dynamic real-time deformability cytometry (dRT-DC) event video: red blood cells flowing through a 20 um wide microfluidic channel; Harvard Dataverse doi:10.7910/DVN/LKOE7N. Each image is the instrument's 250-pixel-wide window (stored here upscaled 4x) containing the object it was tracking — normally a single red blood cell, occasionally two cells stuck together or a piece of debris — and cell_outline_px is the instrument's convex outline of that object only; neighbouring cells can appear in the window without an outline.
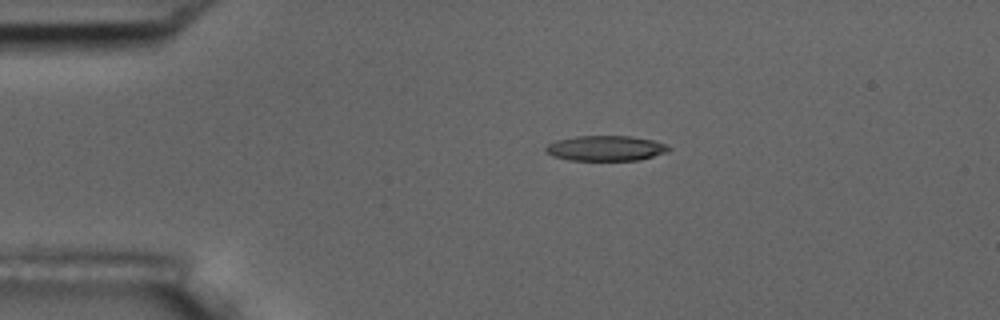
{"species": "common noctule bat (a hibernating species)", "species_latin": "Nyctalus noctula", "temperature_condition": "room temperature", "stored_images_in_passage": 6, "camera_frame_rate_fps": 3000, "um_per_image_px": 0.085, "animal": {"sex": "male", "body_mass_g": 17.5, "forearm_length_mm": 52.3}, "frame": {"image": 1, "passage_image": 1, "time_ms": 0.0, "image_size_px": [1000, 320], "cell_outline_px": [[672, 148], [668, 152], [640, 160], [568, 160], [552, 156], [544, 152], [544, 148], [548, 144], [556, 140], [576, 136], [632, 136], [652, 140], [668, 144]], "centroid_in_image_um": [51.49, 12.6], "position_along_channel_um": 33.5, "area_um2": 18.32}}
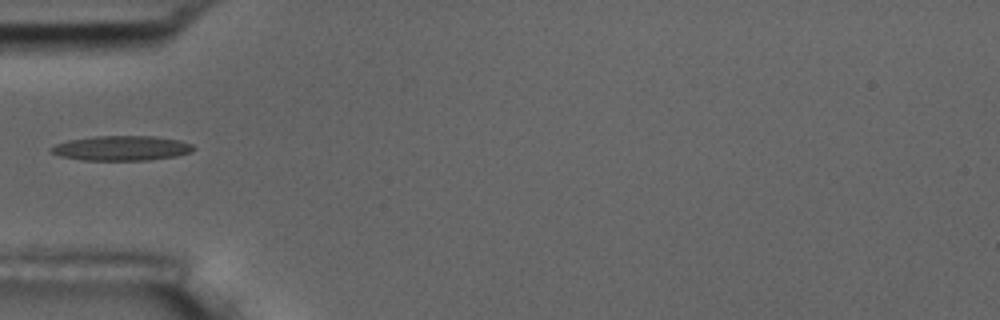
{"frame": {"image": 2, "passage_image": 3, "time_ms": 0.667, "image_size_px": [1000, 320], "cell_outline_px": [[196, 148], [192, 152], [176, 156], [148, 160], [84, 160], [60, 156], [52, 152], [48, 148], [56, 144], [68, 140], [96, 136], [156, 136], [180, 140], [192, 144]], "centroid_in_image_um": [10.36, 12.59], "position_along_channel_um": 74.6, "area_um2": 20.63}}
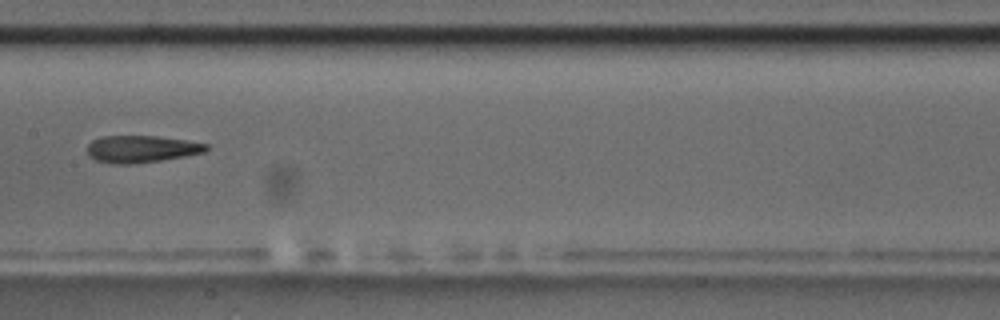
{"frame": {"image": 3, "passage_image": 6, "time_ms": 1.667, "image_size_px": [1000, 320], "cell_outline_px": [[208, 148], [204, 152], [184, 156], [160, 160], [128, 164], [116, 164], [96, 160], [88, 156], [88, 144], [92, 140], [100, 136], [156, 136], [184, 140], [208, 144]], "centroid_in_image_um": [11.98, 12.66], "position_along_channel_um": 195.4, "area_um2": 18.55}}